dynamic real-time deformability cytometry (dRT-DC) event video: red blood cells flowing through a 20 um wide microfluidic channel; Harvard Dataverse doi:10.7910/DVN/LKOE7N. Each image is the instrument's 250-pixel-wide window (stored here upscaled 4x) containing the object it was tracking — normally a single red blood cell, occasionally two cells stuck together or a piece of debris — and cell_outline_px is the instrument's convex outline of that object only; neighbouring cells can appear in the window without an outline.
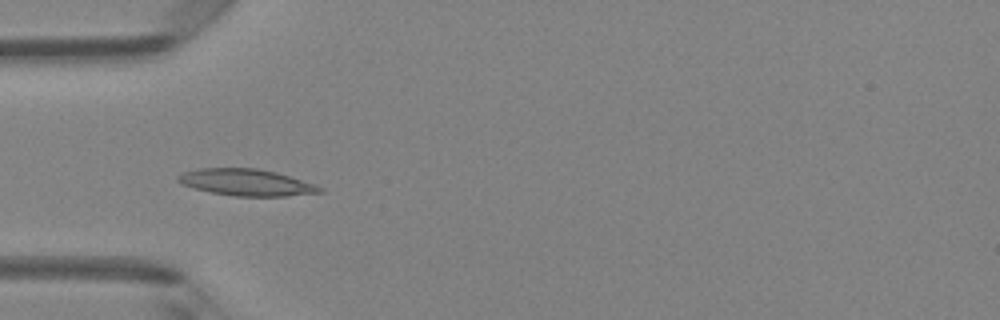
{"species": "Egyptian fruit bat (a non-hibernating species)", "species_latin": "Rousettus aegyptiacus", "temperature_condition": "room temperature", "stored_images_in_passage": 7, "camera_frame_rate_fps": 3000, "um_per_image_px": 0.085, "animal": {"sex": "female"}, "frame": {"image": 1, "passage_image": 5, "time_ms": 1.333, "image_size_px": [1000, 320], "cell_outline_px": [[324, 192], [288, 196], [232, 196], [212, 192], [180, 184], [176, 180], [176, 176], [184, 172], [196, 168], [256, 168], [276, 172], [316, 184], [324, 188]], "centroid_in_image_um": [20.95, 15.5], "position_along_channel_um": 64.0, "area_um2": 22.14}}
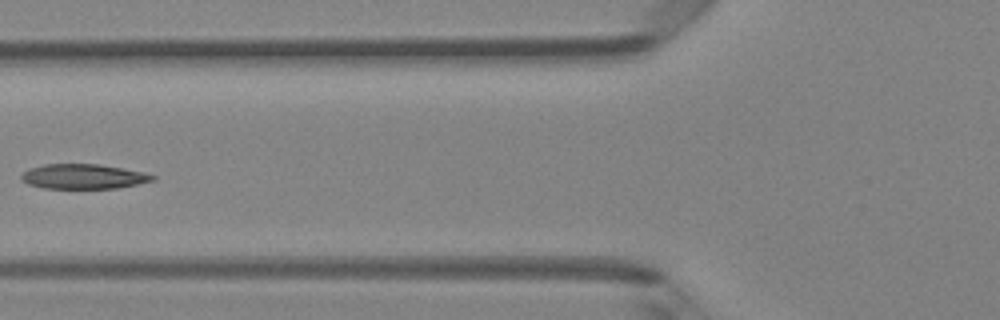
{"frame": {"image": 2, "passage_image": 6, "time_ms": 1.667, "image_size_px": [1000, 320], "cell_outline_px": [[156, 180], [116, 188], [44, 188], [28, 184], [20, 180], [20, 176], [28, 168], [44, 164], [100, 164], [144, 172], [156, 176]], "centroid_in_image_um": [7.07, 14.99], "position_along_channel_um": 118.7, "area_um2": 19.02}}
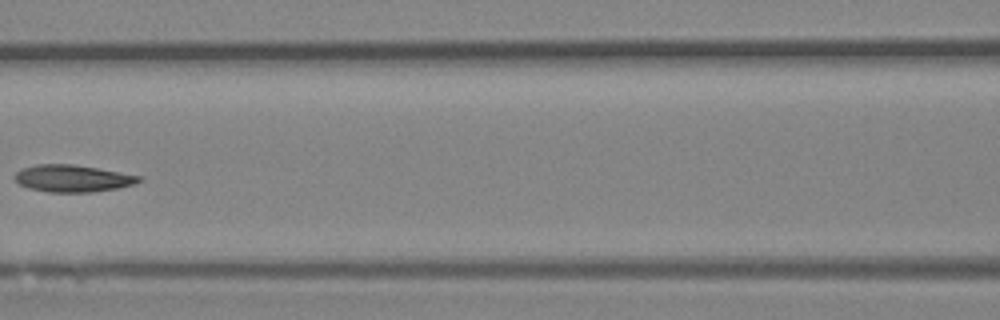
{"frame": {"image": 3, "passage_image": 7, "time_ms": 2.0, "image_size_px": [1000, 320], "cell_outline_px": [[144, 180], [136, 184], [120, 188], [92, 192], [48, 192], [28, 188], [20, 184], [12, 176], [16, 172], [24, 168], [36, 164], [72, 164], [144, 176]], "centroid_in_image_um": [6.23, 15.17], "position_along_channel_um": 160.4, "area_um2": 19.77}}